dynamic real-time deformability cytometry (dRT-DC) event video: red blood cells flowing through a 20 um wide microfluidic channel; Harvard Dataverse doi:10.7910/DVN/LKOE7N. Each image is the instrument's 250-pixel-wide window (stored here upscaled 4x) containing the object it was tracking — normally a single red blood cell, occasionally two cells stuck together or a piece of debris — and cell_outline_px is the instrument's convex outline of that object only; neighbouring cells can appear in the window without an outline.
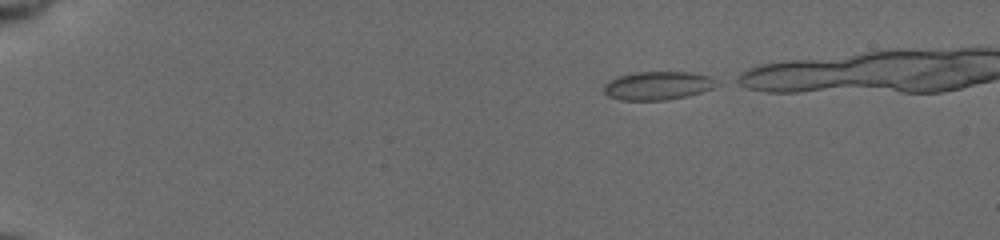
{"species": "common noctule bat (a hibernating species)", "species_latin": "Nyctalus noctula", "temperature_condition": "cold", "stored_images_in_passage": 59, "camera_frame_rate_fps": 3000, "um_per_image_px": 0.085, "animal": {"sex": "female", "body_mass_g": 19.5, "forearm_length_mm": 54.1}, "frame": {"image": 1, "passage_image": 1, "time_ms": 0.0, "image_size_px": [1000, 240], "cell_outline_px": [[720, 84], [712, 88], [700, 92], [684, 96], [664, 100], [620, 100], [608, 96], [604, 92], [604, 84], [608, 80], [620, 76], [636, 72], [692, 72], [712, 76], [720, 80]], "centroid_in_image_um": [55.95, 7.26], "position_along_channel_um": 29.1, "area_um2": 18.79}}
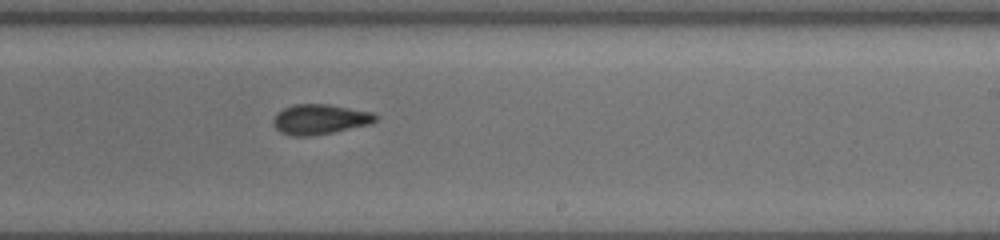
{"frame": {"image": 2, "passage_image": 39, "time_ms": 8.333, "image_size_px": [1000, 240], "cell_outline_px": [[380, 116], [376, 120], [368, 124], [332, 132], [308, 136], [292, 136], [280, 132], [272, 124], [272, 120], [276, 112], [292, 104], [328, 104], [372, 112]], "centroid_in_image_um": [27.14, 10.13], "position_along_channel_um": 261.9, "area_um2": 17.92}}
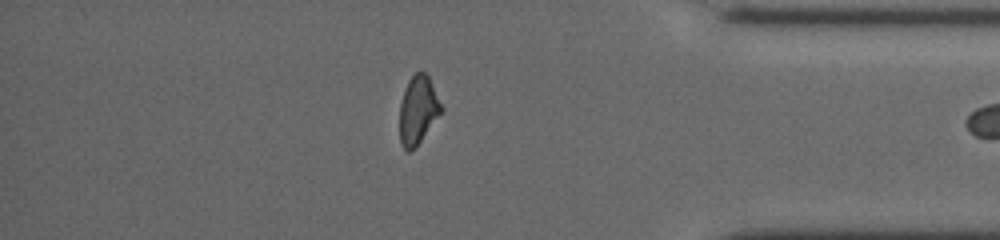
{"frame": {"image": 3, "passage_image": 58, "time_ms": 12.333, "image_size_px": [1000, 240], "cell_outline_px": [[444, 108], [420, 140], [408, 152], [400, 144], [400, 104], [408, 80], [416, 72], [424, 72], [428, 76]], "centroid_in_image_um": [35.52, 9.32], "position_along_channel_um": 399.7, "area_um2": 16.07}}